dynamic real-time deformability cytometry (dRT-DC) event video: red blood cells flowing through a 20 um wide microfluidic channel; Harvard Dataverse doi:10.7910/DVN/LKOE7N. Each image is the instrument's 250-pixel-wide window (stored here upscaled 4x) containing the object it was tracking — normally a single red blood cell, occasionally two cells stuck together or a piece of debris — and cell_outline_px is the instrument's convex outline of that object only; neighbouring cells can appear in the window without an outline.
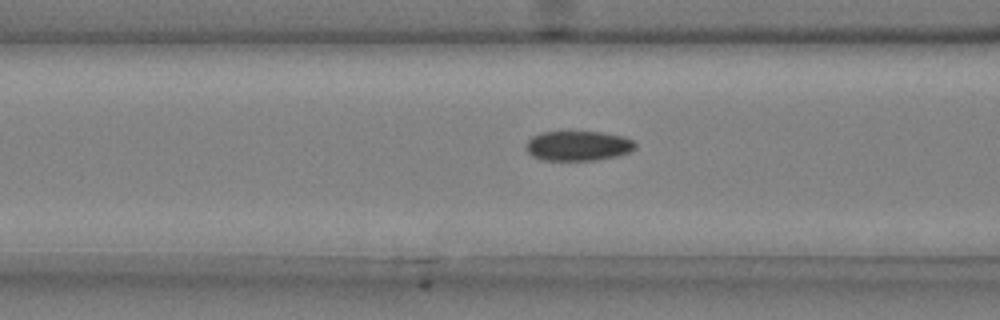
{"species": "common noctule bat (a hibernating species)", "species_latin": "Nyctalus noctula", "temperature_condition": "cold", "stored_images_in_passage": 15, "camera_frame_rate_fps": 3000, "um_per_image_px": 0.085, "animal": {"sex": "male", "body_mass_g": 20.4}, "frame": {"image": 1, "passage_image": 9, "time_ms": 2.667, "image_size_px": [1000, 320], "cell_outline_px": [[636, 148], [628, 152], [616, 156], [596, 160], [544, 160], [532, 156], [528, 152], [524, 144], [532, 136], [540, 132], [604, 132], [624, 136], [632, 140], [636, 144]], "centroid_in_image_um": [49.12, 12.39], "position_along_channel_um": 117.5, "area_um2": 19.07}}
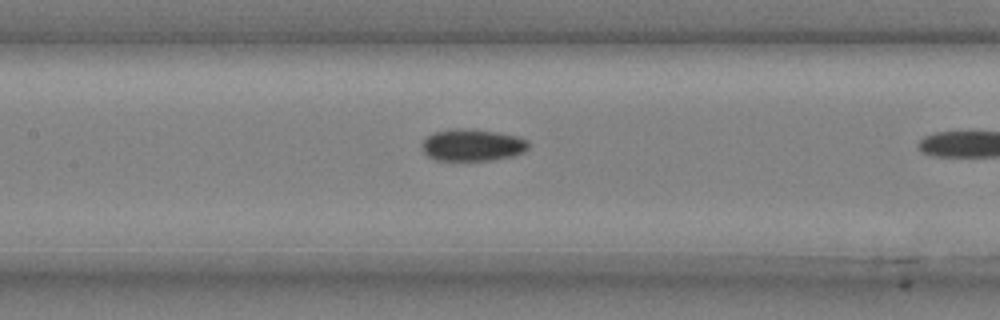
{"frame": {"image": 2, "passage_image": 13, "time_ms": 4.0, "image_size_px": [1000, 320], "cell_outline_px": [[528, 148], [524, 152], [512, 156], [492, 160], [436, 160], [428, 156], [424, 152], [424, 140], [428, 136], [436, 132], [456, 128], [464, 128], [496, 132], [516, 136], [528, 140]], "centroid_in_image_um": [40.19, 12.33], "position_along_channel_um": 167.2, "area_um2": 19.54}}